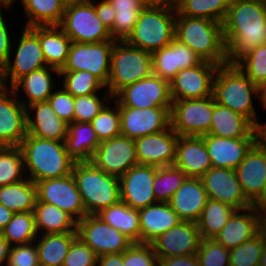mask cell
I'll return each mask as SVG.
<instances>
[{
	"instance_id": "52",
	"label": "cell",
	"mask_w": 266,
	"mask_h": 266,
	"mask_svg": "<svg viewBox=\"0 0 266 266\" xmlns=\"http://www.w3.org/2000/svg\"><path fill=\"white\" fill-rule=\"evenodd\" d=\"M158 262L152 244L133 243L123 252V266H156Z\"/></svg>"
},
{
	"instance_id": "60",
	"label": "cell",
	"mask_w": 266,
	"mask_h": 266,
	"mask_svg": "<svg viewBox=\"0 0 266 266\" xmlns=\"http://www.w3.org/2000/svg\"><path fill=\"white\" fill-rule=\"evenodd\" d=\"M145 7H163L176 10L180 0H141Z\"/></svg>"
},
{
	"instance_id": "11",
	"label": "cell",
	"mask_w": 266,
	"mask_h": 266,
	"mask_svg": "<svg viewBox=\"0 0 266 266\" xmlns=\"http://www.w3.org/2000/svg\"><path fill=\"white\" fill-rule=\"evenodd\" d=\"M113 100L119 107L146 109L151 107H172L169 81L155 74L125 86Z\"/></svg>"
},
{
	"instance_id": "58",
	"label": "cell",
	"mask_w": 266,
	"mask_h": 266,
	"mask_svg": "<svg viewBox=\"0 0 266 266\" xmlns=\"http://www.w3.org/2000/svg\"><path fill=\"white\" fill-rule=\"evenodd\" d=\"M164 266H200L196 254L171 256L159 260Z\"/></svg>"
},
{
	"instance_id": "35",
	"label": "cell",
	"mask_w": 266,
	"mask_h": 266,
	"mask_svg": "<svg viewBox=\"0 0 266 266\" xmlns=\"http://www.w3.org/2000/svg\"><path fill=\"white\" fill-rule=\"evenodd\" d=\"M33 214L38 235L77 232V221L55 205L37 201Z\"/></svg>"
},
{
	"instance_id": "50",
	"label": "cell",
	"mask_w": 266,
	"mask_h": 266,
	"mask_svg": "<svg viewBox=\"0 0 266 266\" xmlns=\"http://www.w3.org/2000/svg\"><path fill=\"white\" fill-rule=\"evenodd\" d=\"M106 91L103 98L99 96L100 93L74 97V121L90 123L106 103L113 101V96Z\"/></svg>"
},
{
	"instance_id": "65",
	"label": "cell",
	"mask_w": 266,
	"mask_h": 266,
	"mask_svg": "<svg viewBox=\"0 0 266 266\" xmlns=\"http://www.w3.org/2000/svg\"><path fill=\"white\" fill-rule=\"evenodd\" d=\"M255 206L261 214H266V193Z\"/></svg>"
},
{
	"instance_id": "46",
	"label": "cell",
	"mask_w": 266,
	"mask_h": 266,
	"mask_svg": "<svg viewBox=\"0 0 266 266\" xmlns=\"http://www.w3.org/2000/svg\"><path fill=\"white\" fill-rule=\"evenodd\" d=\"M59 77L63 78L62 88L73 97L86 96L98 93L106 86L89 71H59Z\"/></svg>"
},
{
	"instance_id": "59",
	"label": "cell",
	"mask_w": 266,
	"mask_h": 266,
	"mask_svg": "<svg viewBox=\"0 0 266 266\" xmlns=\"http://www.w3.org/2000/svg\"><path fill=\"white\" fill-rule=\"evenodd\" d=\"M97 266H123V253L98 256Z\"/></svg>"
},
{
	"instance_id": "3",
	"label": "cell",
	"mask_w": 266,
	"mask_h": 266,
	"mask_svg": "<svg viewBox=\"0 0 266 266\" xmlns=\"http://www.w3.org/2000/svg\"><path fill=\"white\" fill-rule=\"evenodd\" d=\"M20 148L24 157L25 176L34 183L72 173L75 161L68 155L64 141L46 140L27 134Z\"/></svg>"
},
{
	"instance_id": "9",
	"label": "cell",
	"mask_w": 266,
	"mask_h": 266,
	"mask_svg": "<svg viewBox=\"0 0 266 266\" xmlns=\"http://www.w3.org/2000/svg\"><path fill=\"white\" fill-rule=\"evenodd\" d=\"M215 99L172 100L171 128L178 136L202 137L210 131Z\"/></svg>"
},
{
	"instance_id": "51",
	"label": "cell",
	"mask_w": 266,
	"mask_h": 266,
	"mask_svg": "<svg viewBox=\"0 0 266 266\" xmlns=\"http://www.w3.org/2000/svg\"><path fill=\"white\" fill-rule=\"evenodd\" d=\"M196 256L200 266H230V249L215 239H202Z\"/></svg>"
},
{
	"instance_id": "47",
	"label": "cell",
	"mask_w": 266,
	"mask_h": 266,
	"mask_svg": "<svg viewBox=\"0 0 266 266\" xmlns=\"http://www.w3.org/2000/svg\"><path fill=\"white\" fill-rule=\"evenodd\" d=\"M236 65L264 92L266 98V43L255 47Z\"/></svg>"
},
{
	"instance_id": "15",
	"label": "cell",
	"mask_w": 266,
	"mask_h": 266,
	"mask_svg": "<svg viewBox=\"0 0 266 266\" xmlns=\"http://www.w3.org/2000/svg\"><path fill=\"white\" fill-rule=\"evenodd\" d=\"M219 65L202 61L197 66L181 69L169 81L172 100L201 99L213 96V81Z\"/></svg>"
},
{
	"instance_id": "49",
	"label": "cell",
	"mask_w": 266,
	"mask_h": 266,
	"mask_svg": "<svg viewBox=\"0 0 266 266\" xmlns=\"http://www.w3.org/2000/svg\"><path fill=\"white\" fill-rule=\"evenodd\" d=\"M264 246L263 236L259 232L250 240L230 249V266H259Z\"/></svg>"
},
{
	"instance_id": "28",
	"label": "cell",
	"mask_w": 266,
	"mask_h": 266,
	"mask_svg": "<svg viewBox=\"0 0 266 266\" xmlns=\"http://www.w3.org/2000/svg\"><path fill=\"white\" fill-rule=\"evenodd\" d=\"M204 138L212 167L236 169L251 147L256 143V138H223L210 134Z\"/></svg>"
},
{
	"instance_id": "34",
	"label": "cell",
	"mask_w": 266,
	"mask_h": 266,
	"mask_svg": "<svg viewBox=\"0 0 266 266\" xmlns=\"http://www.w3.org/2000/svg\"><path fill=\"white\" fill-rule=\"evenodd\" d=\"M64 143L68 155L75 162H84L91 161L100 141L91 123L74 121L68 124Z\"/></svg>"
},
{
	"instance_id": "57",
	"label": "cell",
	"mask_w": 266,
	"mask_h": 266,
	"mask_svg": "<svg viewBox=\"0 0 266 266\" xmlns=\"http://www.w3.org/2000/svg\"><path fill=\"white\" fill-rule=\"evenodd\" d=\"M93 5L97 12L98 18L102 21V23L109 28V30L113 26V21L115 17V10L111 6L108 0H101L98 3L93 0Z\"/></svg>"
},
{
	"instance_id": "12",
	"label": "cell",
	"mask_w": 266,
	"mask_h": 266,
	"mask_svg": "<svg viewBox=\"0 0 266 266\" xmlns=\"http://www.w3.org/2000/svg\"><path fill=\"white\" fill-rule=\"evenodd\" d=\"M18 42L16 49L12 47L8 63L3 69L7 88H11L20 78L32 71L47 66L39 38L29 27L23 28Z\"/></svg>"
},
{
	"instance_id": "14",
	"label": "cell",
	"mask_w": 266,
	"mask_h": 266,
	"mask_svg": "<svg viewBox=\"0 0 266 266\" xmlns=\"http://www.w3.org/2000/svg\"><path fill=\"white\" fill-rule=\"evenodd\" d=\"M35 185L37 201L57 206L77 222L87 215L72 173L60 178L38 181Z\"/></svg>"
},
{
	"instance_id": "40",
	"label": "cell",
	"mask_w": 266,
	"mask_h": 266,
	"mask_svg": "<svg viewBox=\"0 0 266 266\" xmlns=\"http://www.w3.org/2000/svg\"><path fill=\"white\" fill-rule=\"evenodd\" d=\"M116 14L110 34L113 40L125 41L131 34L140 12L145 8L141 0H108Z\"/></svg>"
},
{
	"instance_id": "67",
	"label": "cell",
	"mask_w": 266,
	"mask_h": 266,
	"mask_svg": "<svg viewBox=\"0 0 266 266\" xmlns=\"http://www.w3.org/2000/svg\"><path fill=\"white\" fill-rule=\"evenodd\" d=\"M15 3L16 0H0V6H13Z\"/></svg>"
},
{
	"instance_id": "13",
	"label": "cell",
	"mask_w": 266,
	"mask_h": 266,
	"mask_svg": "<svg viewBox=\"0 0 266 266\" xmlns=\"http://www.w3.org/2000/svg\"><path fill=\"white\" fill-rule=\"evenodd\" d=\"M78 236L97 256L123 253L133 242L97 215H86L77 222Z\"/></svg>"
},
{
	"instance_id": "44",
	"label": "cell",
	"mask_w": 266,
	"mask_h": 266,
	"mask_svg": "<svg viewBox=\"0 0 266 266\" xmlns=\"http://www.w3.org/2000/svg\"><path fill=\"white\" fill-rule=\"evenodd\" d=\"M187 178L185 172L175 165L157 167L153 183L156 201L168 203Z\"/></svg>"
},
{
	"instance_id": "54",
	"label": "cell",
	"mask_w": 266,
	"mask_h": 266,
	"mask_svg": "<svg viewBox=\"0 0 266 266\" xmlns=\"http://www.w3.org/2000/svg\"><path fill=\"white\" fill-rule=\"evenodd\" d=\"M58 88L53 91L47 101L56 115L70 124L74 122V97L63 88Z\"/></svg>"
},
{
	"instance_id": "33",
	"label": "cell",
	"mask_w": 266,
	"mask_h": 266,
	"mask_svg": "<svg viewBox=\"0 0 266 266\" xmlns=\"http://www.w3.org/2000/svg\"><path fill=\"white\" fill-rule=\"evenodd\" d=\"M39 38L47 66L62 69L72 41L58 25L29 27Z\"/></svg>"
},
{
	"instance_id": "37",
	"label": "cell",
	"mask_w": 266,
	"mask_h": 266,
	"mask_svg": "<svg viewBox=\"0 0 266 266\" xmlns=\"http://www.w3.org/2000/svg\"><path fill=\"white\" fill-rule=\"evenodd\" d=\"M77 232L43 234L35 240L40 266H63Z\"/></svg>"
},
{
	"instance_id": "63",
	"label": "cell",
	"mask_w": 266,
	"mask_h": 266,
	"mask_svg": "<svg viewBox=\"0 0 266 266\" xmlns=\"http://www.w3.org/2000/svg\"><path fill=\"white\" fill-rule=\"evenodd\" d=\"M14 213L0 203V232L12 220Z\"/></svg>"
},
{
	"instance_id": "8",
	"label": "cell",
	"mask_w": 266,
	"mask_h": 266,
	"mask_svg": "<svg viewBox=\"0 0 266 266\" xmlns=\"http://www.w3.org/2000/svg\"><path fill=\"white\" fill-rule=\"evenodd\" d=\"M58 26L72 42L98 43L113 40L109 28L98 18L93 0L67 5Z\"/></svg>"
},
{
	"instance_id": "64",
	"label": "cell",
	"mask_w": 266,
	"mask_h": 266,
	"mask_svg": "<svg viewBox=\"0 0 266 266\" xmlns=\"http://www.w3.org/2000/svg\"><path fill=\"white\" fill-rule=\"evenodd\" d=\"M260 233L263 236L264 242L266 244V214H262L261 216Z\"/></svg>"
},
{
	"instance_id": "23",
	"label": "cell",
	"mask_w": 266,
	"mask_h": 266,
	"mask_svg": "<svg viewBox=\"0 0 266 266\" xmlns=\"http://www.w3.org/2000/svg\"><path fill=\"white\" fill-rule=\"evenodd\" d=\"M178 135L171 126L158 133L135 139L138 164L165 167L175 161Z\"/></svg>"
},
{
	"instance_id": "17",
	"label": "cell",
	"mask_w": 266,
	"mask_h": 266,
	"mask_svg": "<svg viewBox=\"0 0 266 266\" xmlns=\"http://www.w3.org/2000/svg\"><path fill=\"white\" fill-rule=\"evenodd\" d=\"M170 111L171 107H119L121 135L135 140L162 132L171 126Z\"/></svg>"
},
{
	"instance_id": "36",
	"label": "cell",
	"mask_w": 266,
	"mask_h": 266,
	"mask_svg": "<svg viewBox=\"0 0 266 266\" xmlns=\"http://www.w3.org/2000/svg\"><path fill=\"white\" fill-rule=\"evenodd\" d=\"M106 224L117 229L133 243H140L139 210L119 201L112 206L102 209L98 214Z\"/></svg>"
},
{
	"instance_id": "16",
	"label": "cell",
	"mask_w": 266,
	"mask_h": 266,
	"mask_svg": "<svg viewBox=\"0 0 266 266\" xmlns=\"http://www.w3.org/2000/svg\"><path fill=\"white\" fill-rule=\"evenodd\" d=\"M91 162L105 173L120 177L138 164L135 140L119 135L101 141Z\"/></svg>"
},
{
	"instance_id": "4",
	"label": "cell",
	"mask_w": 266,
	"mask_h": 266,
	"mask_svg": "<svg viewBox=\"0 0 266 266\" xmlns=\"http://www.w3.org/2000/svg\"><path fill=\"white\" fill-rule=\"evenodd\" d=\"M175 39L193 50L202 61L227 64L223 24L211 19L192 18L176 13Z\"/></svg>"
},
{
	"instance_id": "18",
	"label": "cell",
	"mask_w": 266,
	"mask_h": 266,
	"mask_svg": "<svg viewBox=\"0 0 266 266\" xmlns=\"http://www.w3.org/2000/svg\"><path fill=\"white\" fill-rule=\"evenodd\" d=\"M157 167L137 164L119 177L120 199L134 209L156 203L153 190Z\"/></svg>"
},
{
	"instance_id": "21",
	"label": "cell",
	"mask_w": 266,
	"mask_h": 266,
	"mask_svg": "<svg viewBox=\"0 0 266 266\" xmlns=\"http://www.w3.org/2000/svg\"><path fill=\"white\" fill-rule=\"evenodd\" d=\"M201 240L197 223L182 221L160 234L151 244L160 260L171 256L197 254Z\"/></svg>"
},
{
	"instance_id": "7",
	"label": "cell",
	"mask_w": 266,
	"mask_h": 266,
	"mask_svg": "<svg viewBox=\"0 0 266 266\" xmlns=\"http://www.w3.org/2000/svg\"><path fill=\"white\" fill-rule=\"evenodd\" d=\"M153 73L152 53L115 41L111 53L110 75L106 90L114 97L125 86Z\"/></svg>"
},
{
	"instance_id": "1",
	"label": "cell",
	"mask_w": 266,
	"mask_h": 266,
	"mask_svg": "<svg viewBox=\"0 0 266 266\" xmlns=\"http://www.w3.org/2000/svg\"><path fill=\"white\" fill-rule=\"evenodd\" d=\"M227 64L236 65L266 43V0H231L223 22Z\"/></svg>"
},
{
	"instance_id": "20",
	"label": "cell",
	"mask_w": 266,
	"mask_h": 266,
	"mask_svg": "<svg viewBox=\"0 0 266 266\" xmlns=\"http://www.w3.org/2000/svg\"><path fill=\"white\" fill-rule=\"evenodd\" d=\"M18 97L7 87L0 93V147L20 146L27 135L26 107Z\"/></svg>"
},
{
	"instance_id": "6",
	"label": "cell",
	"mask_w": 266,
	"mask_h": 266,
	"mask_svg": "<svg viewBox=\"0 0 266 266\" xmlns=\"http://www.w3.org/2000/svg\"><path fill=\"white\" fill-rule=\"evenodd\" d=\"M176 13L169 8L145 7L125 41L151 53L165 47L175 39Z\"/></svg>"
},
{
	"instance_id": "61",
	"label": "cell",
	"mask_w": 266,
	"mask_h": 266,
	"mask_svg": "<svg viewBox=\"0 0 266 266\" xmlns=\"http://www.w3.org/2000/svg\"><path fill=\"white\" fill-rule=\"evenodd\" d=\"M10 249H11V245L0 233V266H3L4 263L6 266L7 258L10 254Z\"/></svg>"
},
{
	"instance_id": "69",
	"label": "cell",
	"mask_w": 266,
	"mask_h": 266,
	"mask_svg": "<svg viewBox=\"0 0 266 266\" xmlns=\"http://www.w3.org/2000/svg\"><path fill=\"white\" fill-rule=\"evenodd\" d=\"M156 266H164V265L159 261Z\"/></svg>"
},
{
	"instance_id": "56",
	"label": "cell",
	"mask_w": 266,
	"mask_h": 266,
	"mask_svg": "<svg viewBox=\"0 0 266 266\" xmlns=\"http://www.w3.org/2000/svg\"><path fill=\"white\" fill-rule=\"evenodd\" d=\"M2 7L6 10L11 9V6H0V68L3 70L8 63L12 50V38L10 36L9 28L3 16Z\"/></svg>"
},
{
	"instance_id": "31",
	"label": "cell",
	"mask_w": 266,
	"mask_h": 266,
	"mask_svg": "<svg viewBox=\"0 0 266 266\" xmlns=\"http://www.w3.org/2000/svg\"><path fill=\"white\" fill-rule=\"evenodd\" d=\"M53 73L59 75V69L51 66L36 69L31 73L20 78L11 89L18 95L23 91L27 101L19 98L21 103L27 107L36 102L47 101L49 96L55 90L56 82L53 79ZM21 90V91H20ZM20 91V92H19Z\"/></svg>"
},
{
	"instance_id": "25",
	"label": "cell",
	"mask_w": 266,
	"mask_h": 266,
	"mask_svg": "<svg viewBox=\"0 0 266 266\" xmlns=\"http://www.w3.org/2000/svg\"><path fill=\"white\" fill-rule=\"evenodd\" d=\"M261 216L255 205L236 210L215 240L227 249L238 247L260 232Z\"/></svg>"
},
{
	"instance_id": "66",
	"label": "cell",
	"mask_w": 266,
	"mask_h": 266,
	"mask_svg": "<svg viewBox=\"0 0 266 266\" xmlns=\"http://www.w3.org/2000/svg\"><path fill=\"white\" fill-rule=\"evenodd\" d=\"M6 88L3 77V70L0 68V93Z\"/></svg>"
},
{
	"instance_id": "55",
	"label": "cell",
	"mask_w": 266,
	"mask_h": 266,
	"mask_svg": "<svg viewBox=\"0 0 266 266\" xmlns=\"http://www.w3.org/2000/svg\"><path fill=\"white\" fill-rule=\"evenodd\" d=\"M6 266H40L35 242L11 246Z\"/></svg>"
},
{
	"instance_id": "39",
	"label": "cell",
	"mask_w": 266,
	"mask_h": 266,
	"mask_svg": "<svg viewBox=\"0 0 266 266\" xmlns=\"http://www.w3.org/2000/svg\"><path fill=\"white\" fill-rule=\"evenodd\" d=\"M37 188L27 177L19 182L0 186V203L13 213L33 211Z\"/></svg>"
},
{
	"instance_id": "2",
	"label": "cell",
	"mask_w": 266,
	"mask_h": 266,
	"mask_svg": "<svg viewBox=\"0 0 266 266\" xmlns=\"http://www.w3.org/2000/svg\"><path fill=\"white\" fill-rule=\"evenodd\" d=\"M254 95L259 98V102L261 101L260 103H262L265 111L266 98L264 92L237 65L224 64L218 67L213 81L215 101L246 117L256 126L259 117L253 104Z\"/></svg>"
},
{
	"instance_id": "5",
	"label": "cell",
	"mask_w": 266,
	"mask_h": 266,
	"mask_svg": "<svg viewBox=\"0 0 266 266\" xmlns=\"http://www.w3.org/2000/svg\"><path fill=\"white\" fill-rule=\"evenodd\" d=\"M72 175L87 215H96L121 200L119 177L105 173L91 161L75 162Z\"/></svg>"
},
{
	"instance_id": "68",
	"label": "cell",
	"mask_w": 266,
	"mask_h": 266,
	"mask_svg": "<svg viewBox=\"0 0 266 266\" xmlns=\"http://www.w3.org/2000/svg\"><path fill=\"white\" fill-rule=\"evenodd\" d=\"M65 6L70 5V4H76V3H82L88 0H61Z\"/></svg>"
},
{
	"instance_id": "45",
	"label": "cell",
	"mask_w": 266,
	"mask_h": 266,
	"mask_svg": "<svg viewBox=\"0 0 266 266\" xmlns=\"http://www.w3.org/2000/svg\"><path fill=\"white\" fill-rule=\"evenodd\" d=\"M24 171V157L20 146L0 147V186L24 180Z\"/></svg>"
},
{
	"instance_id": "29",
	"label": "cell",
	"mask_w": 266,
	"mask_h": 266,
	"mask_svg": "<svg viewBox=\"0 0 266 266\" xmlns=\"http://www.w3.org/2000/svg\"><path fill=\"white\" fill-rule=\"evenodd\" d=\"M208 199L201 178L188 177L168 203L182 221L197 223Z\"/></svg>"
},
{
	"instance_id": "43",
	"label": "cell",
	"mask_w": 266,
	"mask_h": 266,
	"mask_svg": "<svg viewBox=\"0 0 266 266\" xmlns=\"http://www.w3.org/2000/svg\"><path fill=\"white\" fill-rule=\"evenodd\" d=\"M0 233L11 246L33 243L38 238L33 211L14 213Z\"/></svg>"
},
{
	"instance_id": "53",
	"label": "cell",
	"mask_w": 266,
	"mask_h": 266,
	"mask_svg": "<svg viewBox=\"0 0 266 266\" xmlns=\"http://www.w3.org/2000/svg\"><path fill=\"white\" fill-rule=\"evenodd\" d=\"M95 252L77 236L65 257L63 266H97Z\"/></svg>"
},
{
	"instance_id": "22",
	"label": "cell",
	"mask_w": 266,
	"mask_h": 266,
	"mask_svg": "<svg viewBox=\"0 0 266 266\" xmlns=\"http://www.w3.org/2000/svg\"><path fill=\"white\" fill-rule=\"evenodd\" d=\"M235 171L244 195L256 205L266 193V151L256 142Z\"/></svg>"
},
{
	"instance_id": "42",
	"label": "cell",
	"mask_w": 266,
	"mask_h": 266,
	"mask_svg": "<svg viewBox=\"0 0 266 266\" xmlns=\"http://www.w3.org/2000/svg\"><path fill=\"white\" fill-rule=\"evenodd\" d=\"M231 0H180L176 11L192 18L211 19L223 24Z\"/></svg>"
},
{
	"instance_id": "48",
	"label": "cell",
	"mask_w": 266,
	"mask_h": 266,
	"mask_svg": "<svg viewBox=\"0 0 266 266\" xmlns=\"http://www.w3.org/2000/svg\"><path fill=\"white\" fill-rule=\"evenodd\" d=\"M113 103L114 109L110 102L107 103L90 122L100 142L121 135L119 104Z\"/></svg>"
},
{
	"instance_id": "30",
	"label": "cell",
	"mask_w": 266,
	"mask_h": 266,
	"mask_svg": "<svg viewBox=\"0 0 266 266\" xmlns=\"http://www.w3.org/2000/svg\"><path fill=\"white\" fill-rule=\"evenodd\" d=\"M140 243L151 244L160 234L165 233L182 220L167 202H156L139 209Z\"/></svg>"
},
{
	"instance_id": "41",
	"label": "cell",
	"mask_w": 266,
	"mask_h": 266,
	"mask_svg": "<svg viewBox=\"0 0 266 266\" xmlns=\"http://www.w3.org/2000/svg\"><path fill=\"white\" fill-rule=\"evenodd\" d=\"M236 210L221 201L208 199L197 222L201 239H215Z\"/></svg>"
},
{
	"instance_id": "27",
	"label": "cell",
	"mask_w": 266,
	"mask_h": 266,
	"mask_svg": "<svg viewBox=\"0 0 266 266\" xmlns=\"http://www.w3.org/2000/svg\"><path fill=\"white\" fill-rule=\"evenodd\" d=\"M188 177L200 178L211 167L212 161L203 137L178 136L174 164Z\"/></svg>"
},
{
	"instance_id": "38",
	"label": "cell",
	"mask_w": 266,
	"mask_h": 266,
	"mask_svg": "<svg viewBox=\"0 0 266 266\" xmlns=\"http://www.w3.org/2000/svg\"><path fill=\"white\" fill-rule=\"evenodd\" d=\"M27 20L24 27L59 25L65 11L61 0H20Z\"/></svg>"
},
{
	"instance_id": "32",
	"label": "cell",
	"mask_w": 266,
	"mask_h": 266,
	"mask_svg": "<svg viewBox=\"0 0 266 266\" xmlns=\"http://www.w3.org/2000/svg\"><path fill=\"white\" fill-rule=\"evenodd\" d=\"M210 135L223 138H256L255 126L244 116L215 101Z\"/></svg>"
},
{
	"instance_id": "19",
	"label": "cell",
	"mask_w": 266,
	"mask_h": 266,
	"mask_svg": "<svg viewBox=\"0 0 266 266\" xmlns=\"http://www.w3.org/2000/svg\"><path fill=\"white\" fill-rule=\"evenodd\" d=\"M200 178L209 199L221 201L237 210L253 206L244 195L234 169L211 167Z\"/></svg>"
},
{
	"instance_id": "24",
	"label": "cell",
	"mask_w": 266,
	"mask_h": 266,
	"mask_svg": "<svg viewBox=\"0 0 266 266\" xmlns=\"http://www.w3.org/2000/svg\"><path fill=\"white\" fill-rule=\"evenodd\" d=\"M201 62L202 59L193 50L176 39L152 53L153 74L167 81L172 80L181 69Z\"/></svg>"
},
{
	"instance_id": "62",
	"label": "cell",
	"mask_w": 266,
	"mask_h": 266,
	"mask_svg": "<svg viewBox=\"0 0 266 266\" xmlns=\"http://www.w3.org/2000/svg\"><path fill=\"white\" fill-rule=\"evenodd\" d=\"M256 142L266 151V122H258L255 126Z\"/></svg>"
},
{
	"instance_id": "10",
	"label": "cell",
	"mask_w": 266,
	"mask_h": 266,
	"mask_svg": "<svg viewBox=\"0 0 266 266\" xmlns=\"http://www.w3.org/2000/svg\"><path fill=\"white\" fill-rule=\"evenodd\" d=\"M116 40L98 43L72 42L66 64L59 71H89L105 86L110 75V61Z\"/></svg>"
},
{
	"instance_id": "26",
	"label": "cell",
	"mask_w": 266,
	"mask_h": 266,
	"mask_svg": "<svg viewBox=\"0 0 266 266\" xmlns=\"http://www.w3.org/2000/svg\"><path fill=\"white\" fill-rule=\"evenodd\" d=\"M26 113L27 134L46 140H65L68 124L56 115L48 101L27 106Z\"/></svg>"
}]
</instances>
